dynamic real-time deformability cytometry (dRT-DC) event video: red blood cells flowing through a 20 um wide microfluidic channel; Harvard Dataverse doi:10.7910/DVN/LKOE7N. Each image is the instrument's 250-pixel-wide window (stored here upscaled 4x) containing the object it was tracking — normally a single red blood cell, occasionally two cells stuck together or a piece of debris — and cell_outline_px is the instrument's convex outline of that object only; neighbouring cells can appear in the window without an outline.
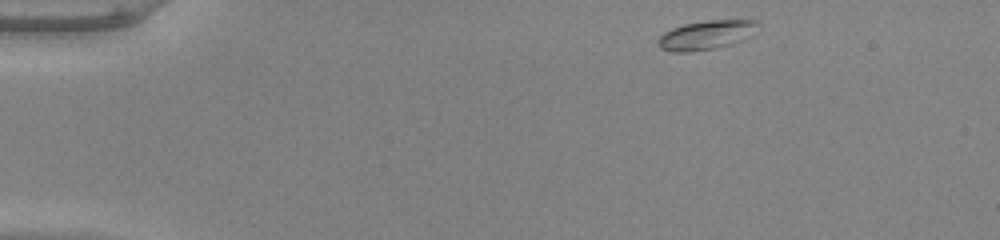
{"species": "common noctule bat (a hibernating species)", "species_latin": "Nyctalus noctula", "temperature_condition": "warm", "stored_images_in_passage": 46, "camera_frame_rate_fps": 3000, "um_per_image_px": 0.085, "animal": {"sex": "male", "body_mass_g": 20.0, "forearm_length_mm": 53.3}, "frame": {"image": 1, "passage_image": 1, "time_ms": 0.0, "image_size_px": [1000, 240], "cell_outline_px": [[760, 32], [744, 40], [732, 44], [716, 48], [688, 52], [672, 52], [660, 48], [656, 44], [656, 40], [664, 32], [672, 28], [684, 24], [708, 20], [756, 20], [760, 24]], "centroid_in_image_um": [60.1, 2.98], "position_along_channel_um": 24.9, "area_um2": 17.46}}
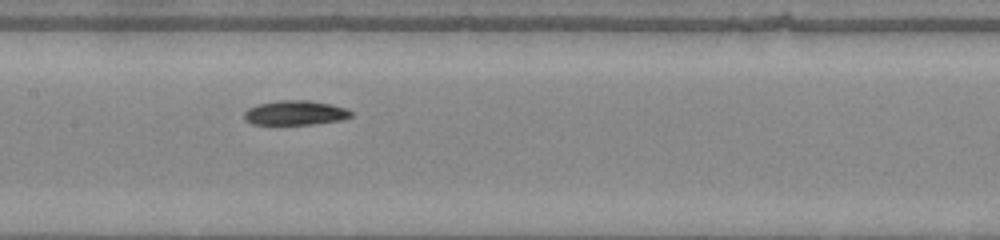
{"frame": {"image": 2, "passage_image": 20, "time_ms": 6.333, "image_size_px": [1000, 240], "cell_outline_px": [[352, 116], [344, 120], [312, 124], [252, 124], [244, 120], [244, 112], [248, 108], [256, 104], [276, 100], [308, 100], [332, 104], [344, 108], [352, 112]], "centroid_in_image_um": [25.08, 9.58], "position_along_channel_um": 182.3, "area_um2": 15.43}}
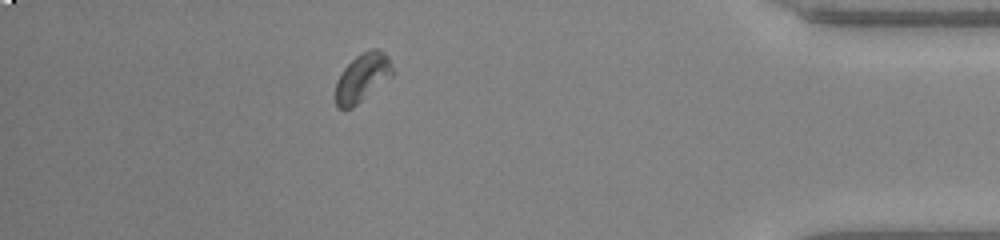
{"frame": {"image": 3, "passage_image": 40, "time_ms": 13.0, "image_size_px": [1000, 240], "cell_outline_px": [[396, 72], [392, 76], [352, 108], [336, 108], [336, 80], [344, 68], [360, 52], [372, 48], [380, 48], [388, 56]], "centroid_in_image_um": [30.83, 6.56], "position_along_channel_um": 404.4, "area_um2": 16.18}}